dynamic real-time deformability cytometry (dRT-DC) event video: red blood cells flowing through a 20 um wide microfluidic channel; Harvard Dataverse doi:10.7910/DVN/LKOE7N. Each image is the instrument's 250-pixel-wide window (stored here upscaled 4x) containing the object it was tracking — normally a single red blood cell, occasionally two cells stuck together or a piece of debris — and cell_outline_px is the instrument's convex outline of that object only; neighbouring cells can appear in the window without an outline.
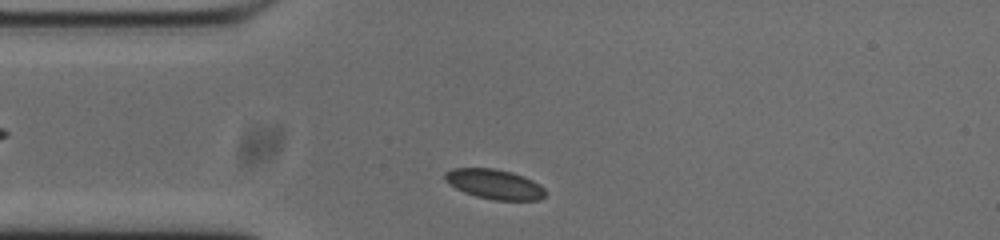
{"species": "common noctule bat (a hibernating species)", "species_latin": "Nyctalus noctula", "temperature_condition": "cold", "stored_images_in_passage": 15, "camera_frame_rate_fps": 3000, "um_per_image_px": 0.085, "animal": {"sex": "male", "body_mass_g": 20.0, "forearm_length_mm": 53.3}, "frame": {"image": 1, "passage_image": 3, "time_ms": 0.667, "image_size_px": [1000, 240], "cell_outline_px": [[548, 192], [540, 200], [492, 200], [476, 196], [464, 192], [456, 188], [444, 180], [444, 172], [452, 168], [492, 168], [512, 172], [532, 180], [540, 184]], "centroid_in_image_um": [42.03, 15.65], "position_along_channel_um": 43.0, "area_um2": 17.57}}
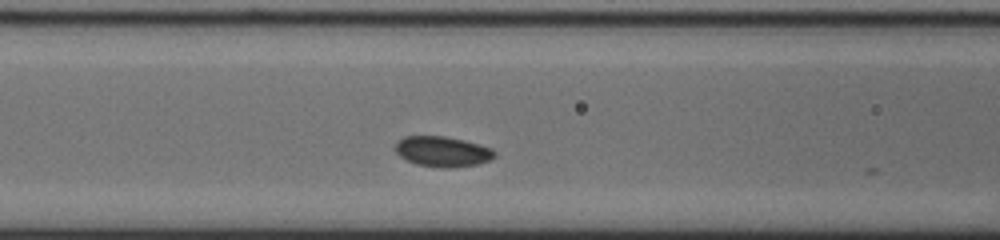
{"frame": {"image": 2, "passage_image": 11, "time_ms": 3.333, "image_size_px": [1000, 240], "cell_outline_px": [[496, 156], [488, 160], [476, 164], [448, 168], [440, 168], [416, 164], [400, 156], [396, 152], [396, 144], [404, 136], [444, 136], [464, 140], [480, 144], [492, 148], [496, 152]], "centroid_in_image_um": [37.64, 12.88], "position_along_channel_um": 129.0, "area_um2": 17.46}}
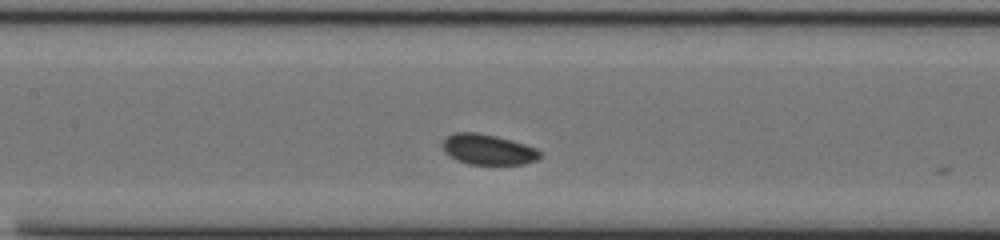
{"frame": {"image": 3, "passage_image": 14, "time_ms": 4.333, "image_size_px": [1000, 240], "cell_outline_px": [[540, 156], [536, 160], [524, 164], [468, 164], [456, 160], [444, 152], [444, 140], [448, 136], [456, 132], [476, 132], [496, 136], [524, 144], [536, 148], [540, 152]], "centroid_in_image_um": [41.47, 12.71], "position_along_channel_um": 165.9, "area_um2": 17.05}}